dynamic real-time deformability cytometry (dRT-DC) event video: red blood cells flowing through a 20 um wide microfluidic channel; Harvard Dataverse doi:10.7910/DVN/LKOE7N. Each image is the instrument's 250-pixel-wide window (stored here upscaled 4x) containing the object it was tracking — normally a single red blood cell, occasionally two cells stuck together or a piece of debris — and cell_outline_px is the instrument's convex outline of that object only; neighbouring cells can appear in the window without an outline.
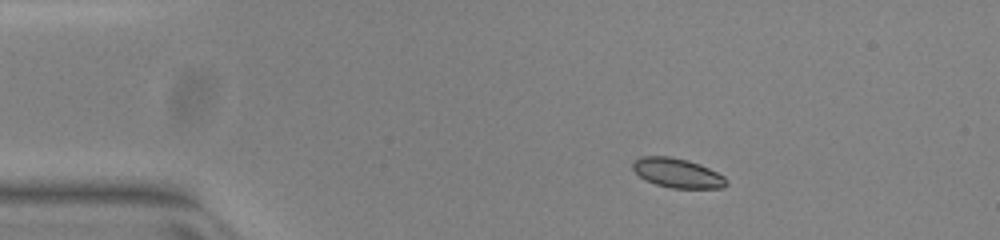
{"species": "common noctule bat (a hibernating species)", "species_latin": "Nyctalus noctula", "temperature_condition": "warm", "stored_images_in_passage": 50, "camera_frame_rate_fps": 3000, "um_per_image_px": 0.085, "animal": {"sex": "female", "body_mass_g": 23.0, "forearm_length_mm": 53.4}, "frame": {"image": 1, "passage_image": 7, "time_ms": 2.0, "image_size_px": [1000, 240], "cell_outline_px": [[728, 184], [724, 188], [672, 188], [656, 184], [640, 176], [632, 168], [632, 160], [640, 156], [668, 156], [688, 160], [700, 164], [724, 176], [728, 180]], "centroid_in_image_um": [57.59, 14.7], "position_along_channel_um": 27.4, "area_um2": 16.07}}
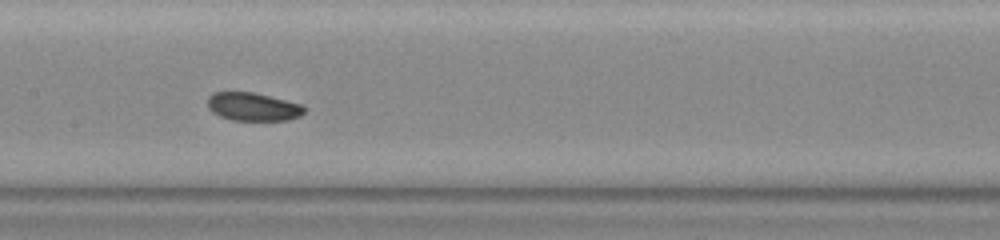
{"frame": {"image": 2, "passage_image": 24, "time_ms": 7.667, "image_size_px": [1000, 240], "cell_outline_px": [[308, 108], [300, 116], [288, 120], [232, 120], [220, 116], [212, 112], [208, 108], [208, 96], [212, 92], [252, 92], [300, 104]], "centroid_in_image_um": [21.49, 9.07], "position_along_channel_um": 185.9, "area_um2": 15.84}}
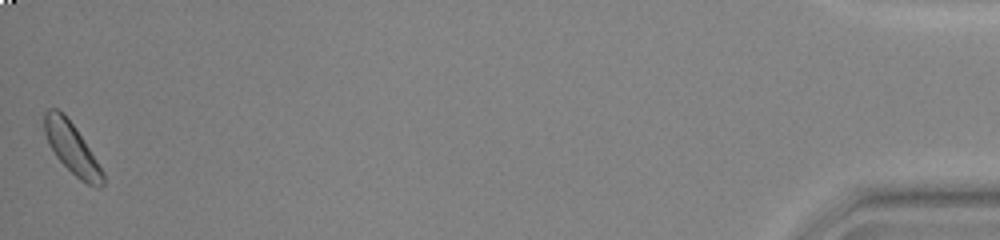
{"frame": {"image": 3, "passage_image": 50, "time_ms": 16.333, "image_size_px": [1000, 240], "cell_outline_px": [[104, 184], [100, 188], [88, 184], [80, 180], [56, 156], [48, 144], [44, 132], [44, 112], [48, 108], [56, 108], [64, 112], [76, 128], [104, 172]], "centroid_in_image_um": [6.09, 12.57], "position_along_channel_um": 429.1, "area_um2": 17.28}}